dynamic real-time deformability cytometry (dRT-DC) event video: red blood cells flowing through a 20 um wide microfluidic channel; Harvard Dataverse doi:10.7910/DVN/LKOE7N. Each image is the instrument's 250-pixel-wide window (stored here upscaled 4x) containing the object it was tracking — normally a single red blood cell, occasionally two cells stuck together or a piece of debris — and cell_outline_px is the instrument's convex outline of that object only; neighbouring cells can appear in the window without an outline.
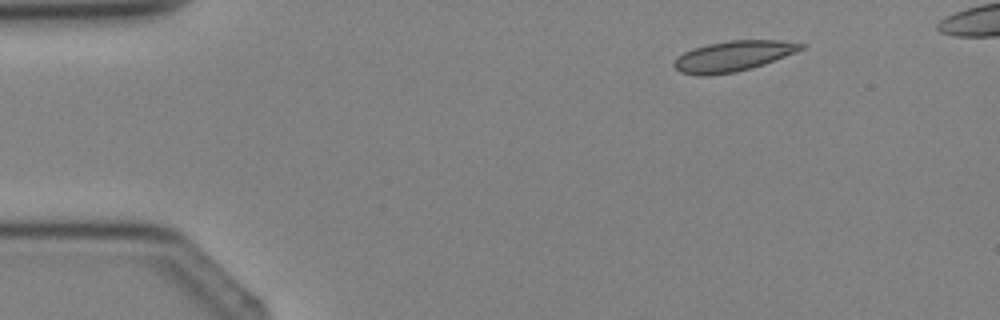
{"species": "Egyptian fruit bat (a non-hibernating species)", "species_latin": "Rousettus aegyptiacus", "temperature_condition": "cold", "stored_images_in_passage": 3, "camera_frame_rate_fps": 3000, "um_per_image_px": 0.085, "animal": {"sex": "female"}, "frame": {"image": 1, "passage_image": 1, "time_ms": 0.0, "image_size_px": [1000, 320], "cell_outline_px": [[804, 48], [796, 52], [764, 64], [752, 68], [736, 72], [708, 76], [700, 76], [680, 72], [672, 64], [684, 52], [692, 48], [708, 44], [728, 40], [780, 40], [804, 44]], "centroid_in_image_um": [62.31, 4.77], "position_along_channel_um": 22.7, "area_um2": 22.48}}